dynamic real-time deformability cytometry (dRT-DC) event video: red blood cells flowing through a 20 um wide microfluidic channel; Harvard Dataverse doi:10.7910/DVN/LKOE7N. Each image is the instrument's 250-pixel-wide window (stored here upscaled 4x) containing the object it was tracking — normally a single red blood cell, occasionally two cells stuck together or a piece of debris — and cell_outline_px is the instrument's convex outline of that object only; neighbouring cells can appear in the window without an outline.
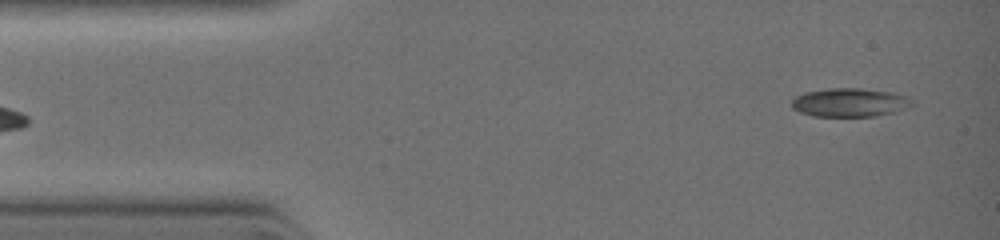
{"species": "common noctule bat (a hibernating species)", "species_latin": "Nyctalus noctula", "temperature_condition": "warm", "stored_images_in_passage": 27, "camera_frame_rate_fps": 3000, "um_per_image_px": 0.085, "animal": {"sex": "female", "body_mass_g": 19.0, "forearm_length_mm": 51.5}, "frame": {"image": 1, "passage_image": 1, "time_ms": 0.0, "image_size_px": [1000, 240], "cell_outline_px": [[912, 104], [892, 112], [876, 116], [812, 116], [800, 112], [792, 108], [792, 100], [796, 96], [804, 92], [828, 88], [860, 88], [892, 92], [904, 96], [912, 100]], "centroid_in_image_um": [72.16, 8.7], "position_along_channel_um": 12.8, "area_um2": 19.83}}
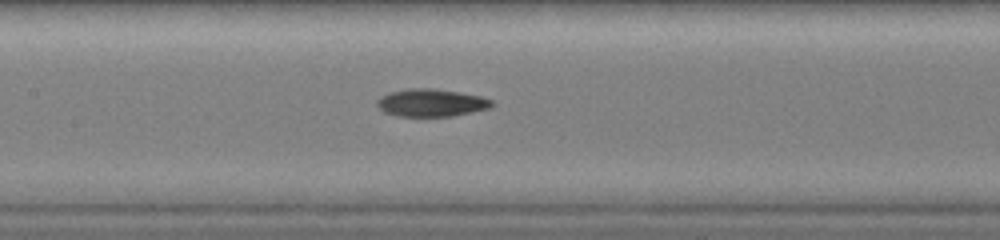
{"frame": {"image": 2, "passage_image": 12, "time_ms": 4.333, "image_size_px": [1000, 240], "cell_outline_px": [[492, 104], [488, 108], [452, 116], [396, 116], [384, 112], [376, 104], [376, 100], [380, 96], [388, 92], [408, 88], [432, 88], [460, 92], [480, 96], [492, 100]], "centroid_in_image_um": [36.59, 8.72], "position_along_channel_um": 170.8, "area_um2": 18.44}}
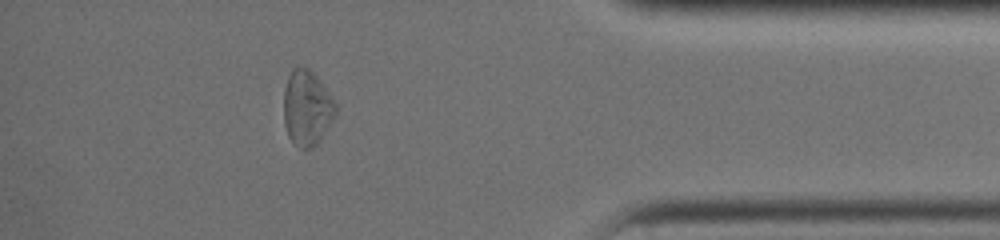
{"frame": {"image": 3, "passage_image": 24, "time_ms": 9.0, "image_size_px": [1000, 240], "cell_outline_px": [[336, 112], [332, 120], [320, 140], [312, 148], [300, 148], [288, 136], [284, 124], [284, 88], [288, 76], [292, 68], [308, 68], [316, 76], [328, 92], [336, 104]], "centroid_in_image_um": [26.07, 9.18], "position_along_channel_um": 409.1, "area_um2": 22.43}}